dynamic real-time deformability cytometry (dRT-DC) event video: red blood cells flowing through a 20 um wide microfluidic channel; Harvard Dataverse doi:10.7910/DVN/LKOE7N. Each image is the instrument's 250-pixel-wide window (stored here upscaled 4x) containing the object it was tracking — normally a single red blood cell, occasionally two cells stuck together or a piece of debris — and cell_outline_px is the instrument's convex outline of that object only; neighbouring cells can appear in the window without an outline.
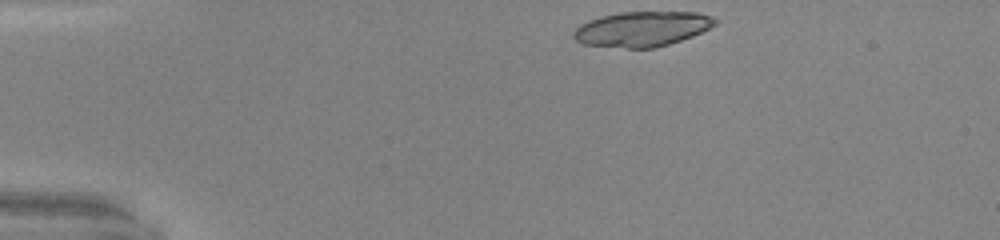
{"species": "common noctule bat (a hibernating species)", "species_latin": "Nyctalus noctula", "temperature_condition": "warm", "stored_images_in_passage": 35, "camera_frame_rate_fps": 3000, "um_per_image_px": 0.085, "animal": {"sex": "male", "body_mass_g": 20.0, "forearm_length_mm": 53.3}, "frame": {"image": 1, "passage_image": 1, "time_ms": 0.0, "image_size_px": [1000, 240], "cell_outline_px": [[720, 20], [716, 24], [692, 36], [656, 48], [624, 48], [584, 44], [576, 40], [572, 36], [576, 28], [580, 24], [588, 20], [600, 16], [620, 12], [696, 12], [712, 16]], "centroid_in_image_um": [54.57, 2.45], "position_along_channel_um": 30.4, "area_um2": 28.9}, "authors_computed_cell_mechanics": {"area_um2": 18.7272, "velocity_mm_per_s": 4.1556, "shape_relaxation_time_tau1_ms": 2.7323, "shape_relaxation_time_tau2_ms": 1.2738, "deformation_change_tau1": 0.1572, "deformation_change_tau2": 0.0644}}